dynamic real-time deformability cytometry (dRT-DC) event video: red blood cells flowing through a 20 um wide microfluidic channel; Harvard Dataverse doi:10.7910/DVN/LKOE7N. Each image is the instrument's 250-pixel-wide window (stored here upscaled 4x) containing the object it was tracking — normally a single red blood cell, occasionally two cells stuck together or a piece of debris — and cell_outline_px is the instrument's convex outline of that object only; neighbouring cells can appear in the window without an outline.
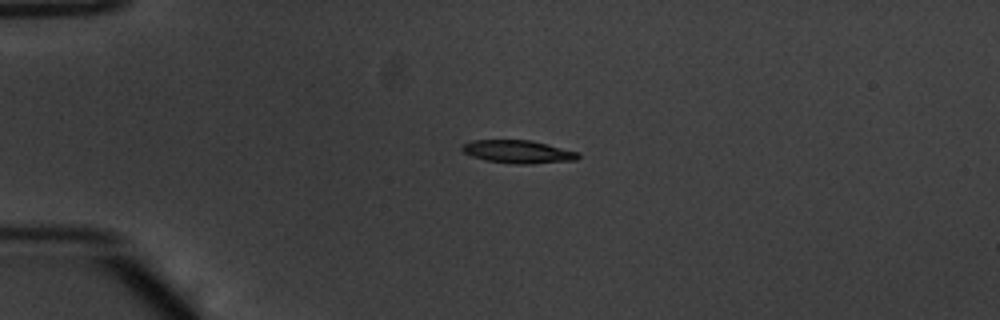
{"species": "common noctule bat (a hibernating species)", "species_latin": "Nyctalus noctula", "temperature_condition": "warm", "stored_images_in_passage": 41, "camera_frame_rate_fps": 3000, "um_per_image_px": 0.085, "animal": {"sex": "male", "body_mass_g": 20.1, "forearm_length_mm": 53.5}, "frame": {"image": 1, "passage_image": 1, "time_ms": 0.0, "image_size_px": [1000, 320], "cell_outline_px": [[580, 156], [576, 160], [532, 164], [516, 164], [484, 160], [472, 156], [464, 152], [460, 148], [464, 144], [472, 140], [532, 140], [580, 152]], "centroid_in_image_um": [44.07, 12.9], "position_along_channel_um": 40.9, "area_um2": 15.66}}
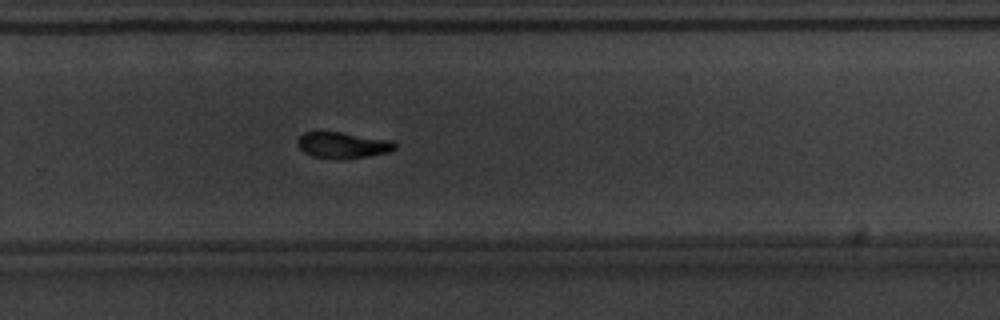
{"frame": {"image": 2, "passage_image": 24, "time_ms": 7.667, "image_size_px": [1000, 320], "cell_outline_px": [[396, 148], [388, 152], [368, 156], [340, 160], [336, 160], [312, 156], [304, 152], [296, 144], [296, 140], [304, 132], [340, 132], [392, 140], [396, 144]], "centroid_in_image_um": [29.11, 12.35], "position_along_channel_um": 300.7, "area_um2": 14.97}}
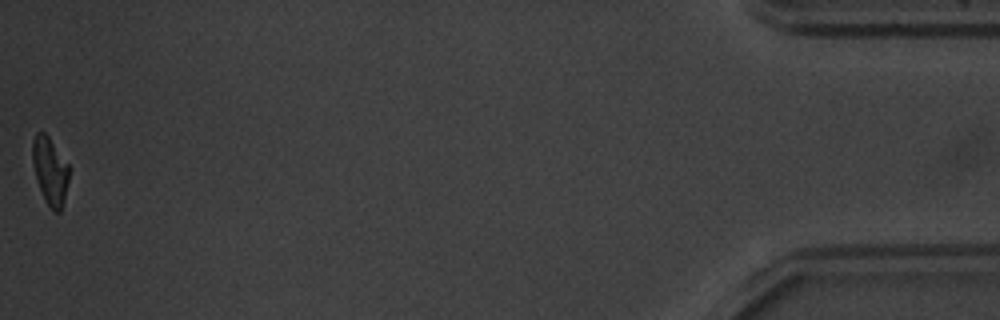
{"frame": {"image": 3, "passage_image": 41, "time_ms": 13.333, "image_size_px": [1000, 320], "cell_outline_px": [[68, 180], [60, 212], [56, 212], [48, 204], [36, 180], [32, 160], [32, 140], [36, 132], [44, 132], [48, 136], [68, 164]], "centroid_in_image_um": [4.22, 14.46], "position_along_channel_um": 431.0, "area_um2": 13.93}, "authors_computed_cell_mechanics": {"area_um2": 15.7216, "velocity_mm_per_s": 3.8413, "shape_relaxation_time_tau1_ms": 3.2258, "shape_relaxation_time_tau2_ms": 3.9032, "deformation_change_tau1": 0.1637, "deformation_change_tau2": 0.1139}}